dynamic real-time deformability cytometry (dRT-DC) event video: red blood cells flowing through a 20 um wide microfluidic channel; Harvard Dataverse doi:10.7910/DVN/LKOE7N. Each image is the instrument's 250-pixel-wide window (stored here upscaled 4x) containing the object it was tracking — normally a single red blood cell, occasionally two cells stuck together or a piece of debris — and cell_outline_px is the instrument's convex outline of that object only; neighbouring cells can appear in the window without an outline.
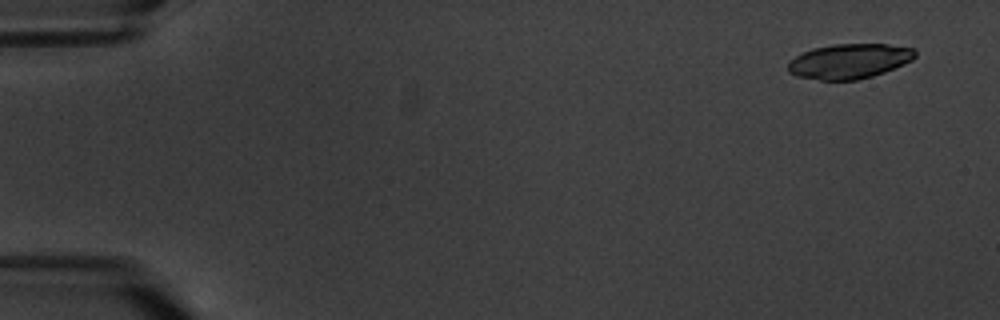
{"species": "common noctule bat (a hibernating species)", "species_latin": "Nyctalus noctula", "temperature_condition": "warm", "stored_images_in_passage": 6, "segment_of_instrument_passage": [1, 2], "camera_frame_rate_fps": 3000, "um_per_image_px": 0.085, "animal": {"sex": "male", "body_mass_g": 20.1, "forearm_length_mm": 53.5}, "frame": {"image": 1, "passage_image": 1, "time_ms": 0.0, "image_size_px": [1000, 320], "cell_outline_px": [[916, 56], [912, 60], [904, 64], [884, 72], [872, 76], [856, 80], [820, 80], [796, 76], [788, 72], [788, 60], [812, 48], [832, 44], [888, 44], [916, 48]], "centroid_in_image_um": [72.19, 5.19], "position_along_channel_um": 12.8, "area_um2": 26.01}}
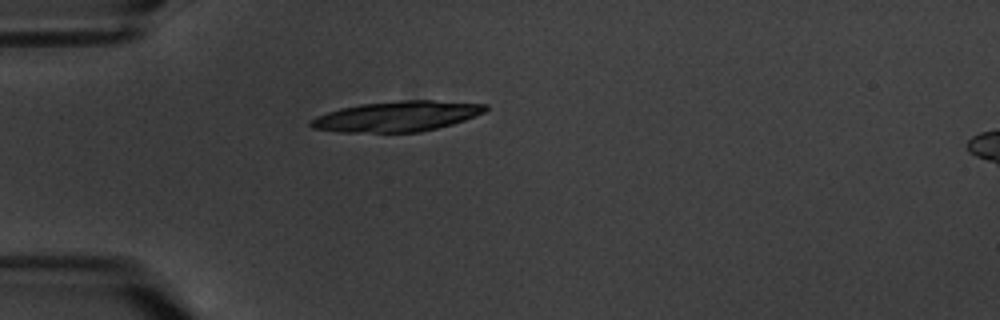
{"frame": {"image": 2, "passage_image": 5, "time_ms": 4.667, "image_size_px": [1000, 320], "cell_outline_px": [[488, 108], [484, 112], [464, 120], [452, 124], [420, 132], [340, 132], [312, 128], [308, 124], [308, 120], [316, 116], [340, 108], [360, 104], [404, 100], [432, 100], [488, 104]], "centroid_in_image_um": [33.71, 9.88], "position_along_channel_um": 51.3, "area_um2": 30.87}}